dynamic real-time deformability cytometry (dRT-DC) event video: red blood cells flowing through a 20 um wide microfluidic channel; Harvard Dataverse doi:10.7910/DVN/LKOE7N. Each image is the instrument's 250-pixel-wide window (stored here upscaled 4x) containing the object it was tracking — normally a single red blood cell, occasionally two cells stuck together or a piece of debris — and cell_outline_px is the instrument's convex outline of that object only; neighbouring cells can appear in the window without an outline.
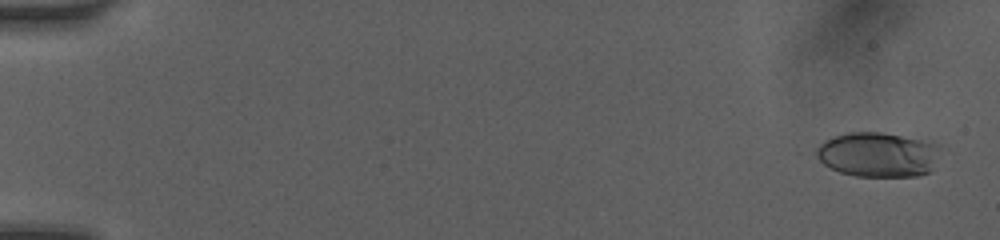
{"species": "human", "species_latin": "Homo sapiens", "temperature_condition": "room temperature", "stored_images_in_passage": 38, "camera_frame_rate_fps": 3000, "um_per_image_px": 0.085, "donor": {"sex": "female"}, "frame": {"image": 1, "passage_image": 3, "time_ms": 0.667, "image_size_px": [1000, 240], "cell_outline_px": [[936, 148], [928, 172], [916, 176], [856, 176], [840, 172], [824, 164], [808, 152], [824, 140], [832, 136], [848, 132], [884, 132], [928, 140], [936, 144]], "centroid_in_image_um": [74.45, 13.11], "position_along_channel_um": 10.5, "area_um2": 32.31}}
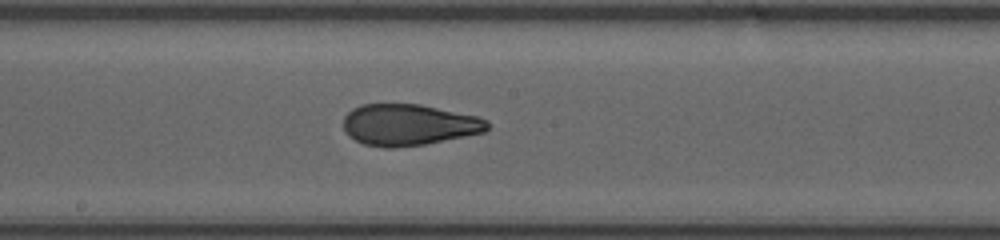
{"frame": {"image": 2, "passage_image": 19, "time_ms": 9.667, "image_size_px": [1000, 240], "cell_outline_px": [[488, 128], [484, 132], [424, 144], [396, 148], [384, 148], [364, 144], [348, 136], [344, 132], [344, 116], [352, 108], [360, 104], [420, 104], [480, 116], [488, 120]], "centroid_in_image_um": [34.73, 10.6], "position_along_channel_um": 213.5, "area_um2": 34.91}}
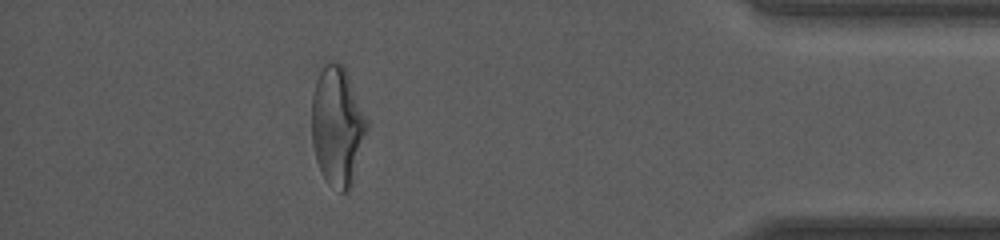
{"frame": {"image": 3, "passage_image": 33, "time_ms": 15.333, "image_size_px": [1000, 240], "cell_outline_px": [[368, 128], [352, 188], [348, 192], [340, 192], [328, 184], [316, 160], [312, 144], [312, 96], [316, 80], [324, 60], [332, 60], [344, 64], [368, 120]], "centroid_in_image_um": [28.69, 10.7], "position_along_channel_um": 406.5, "area_um2": 39.07}, "authors_computed_cell_mechanics": {"area_um2": 34.969, "velocity_mm_per_s": 4.1023, "shape_relaxation_time_tau1_ms": 5.8582, "shape_relaxation_time_tau2_ms": 1.131, "deformation_change_tau1": 0.2096, "deformation_change_tau2": 0.0696}}